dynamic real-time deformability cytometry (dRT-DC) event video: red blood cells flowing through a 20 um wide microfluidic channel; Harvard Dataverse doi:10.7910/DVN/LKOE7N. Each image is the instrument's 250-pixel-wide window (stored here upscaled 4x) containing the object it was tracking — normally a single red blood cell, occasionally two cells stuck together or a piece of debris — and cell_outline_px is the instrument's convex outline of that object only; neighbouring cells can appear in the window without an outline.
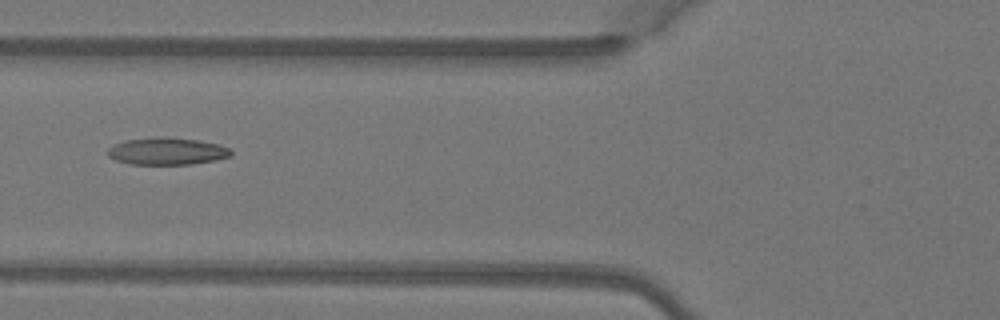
{"species": "Egyptian fruit bat (a non-hibernating species)", "species_latin": "Rousettus aegyptiacus", "temperature_condition": "warm", "stored_images_in_passage": 5, "camera_frame_rate_fps": 3000, "um_per_image_px": 0.085, "animal": {"sex": "female"}, "frame": {"image": 1, "passage_image": 5, "time_ms": 1.333, "image_size_px": [1000, 320], "cell_outline_px": [[232, 156], [216, 160], [192, 164], [128, 164], [116, 160], [108, 156], [108, 148], [112, 144], [124, 140], [156, 136], [168, 136], [196, 140], [216, 144], [228, 148], [232, 152]], "centroid_in_image_um": [14.15, 12.84], "position_along_channel_um": 111.7, "area_um2": 19.71}}